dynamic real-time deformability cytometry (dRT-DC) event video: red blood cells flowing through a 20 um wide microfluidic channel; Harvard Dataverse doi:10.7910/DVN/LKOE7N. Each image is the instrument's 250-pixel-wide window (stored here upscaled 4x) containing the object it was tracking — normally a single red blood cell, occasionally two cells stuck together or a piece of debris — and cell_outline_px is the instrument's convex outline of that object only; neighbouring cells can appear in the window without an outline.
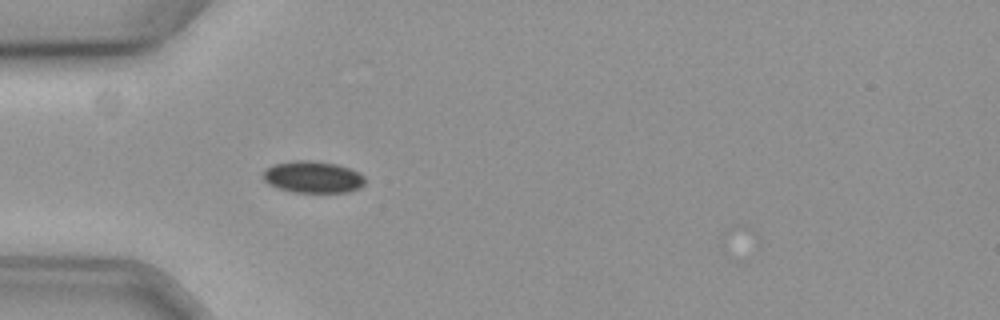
{"species": "common noctule bat (a hibernating species)", "species_latin": "Nyctalus noctula", "temperature_condition": "cold", "stored_images_in_passage": 46, "camera_frame_rate_fps": 3000, "um_per_image_px": 0.085, "animal": {"sex": "female", "body_mass_g": 19.3, "forearm_length_mm": 54.1}, "frame": {"image": 1, "passage_image": 6, "time_ms": 1.667, "image_size_px": [1000, 320], "cell_outline_px": [[364, 184], [360, 188], [348, 192], [292, 192], [268, 184], [264, 180], [264, 172], [268, 168], [276, 164], [296, 160], [308, 160], [336, 164], [348, 168], [364, 176]], "centroid_in_image_um": [26.61, 15.06], "position_along_channel_um": 58.4, "area_um2": 18.55}}
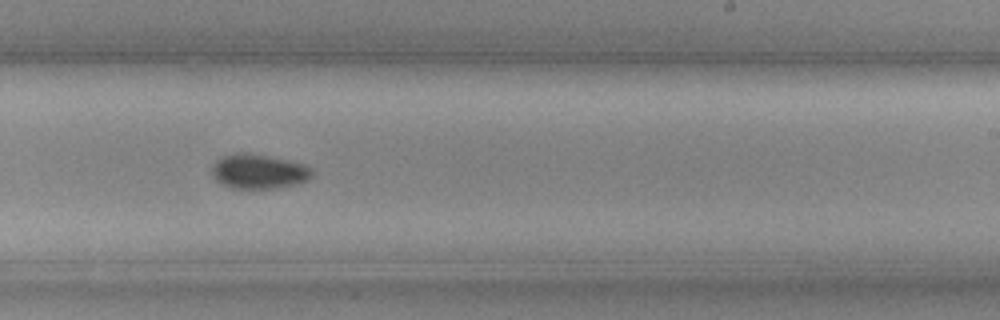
{"frame": {"image": 2, "passage_image": 24, "time_ms": 7.667, "image_size_px": [1000, 320], "cell_outline_px": [[312, 176], [308, 180], [276, 188], [232, 188], [216, 180], [212, 176], [212, 168], [216, 160], [224, 156], [264, 156], [288, 160], [304, 164], [312, 168]], "centroid_in_image_um": [22.03, 14.62], "position_along_channel_um": 267.0, "area_um2": 19.19}}
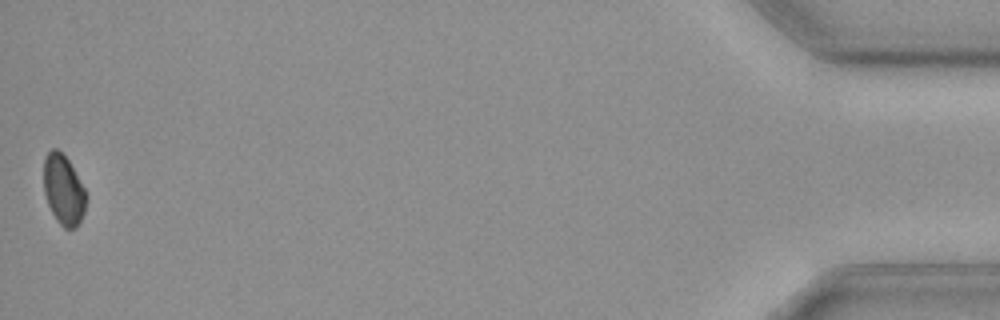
{"frame": {"image": 3, "passage_image": 46, "time_ms": 15.0, "image_size_px": [1000, 320], "cell_outline_px": [[84, 212], [76, 228], [64, 228], [56, 220], [48, 204], [44, 192], [44, 160], [48, 152], [52, 148], [56, 148], [68, 160], [84, 188]], "centroid_in_image_um": [5.37, 16.14], "position_along_channel_um": 429.8, "area_um2": 16.82}}